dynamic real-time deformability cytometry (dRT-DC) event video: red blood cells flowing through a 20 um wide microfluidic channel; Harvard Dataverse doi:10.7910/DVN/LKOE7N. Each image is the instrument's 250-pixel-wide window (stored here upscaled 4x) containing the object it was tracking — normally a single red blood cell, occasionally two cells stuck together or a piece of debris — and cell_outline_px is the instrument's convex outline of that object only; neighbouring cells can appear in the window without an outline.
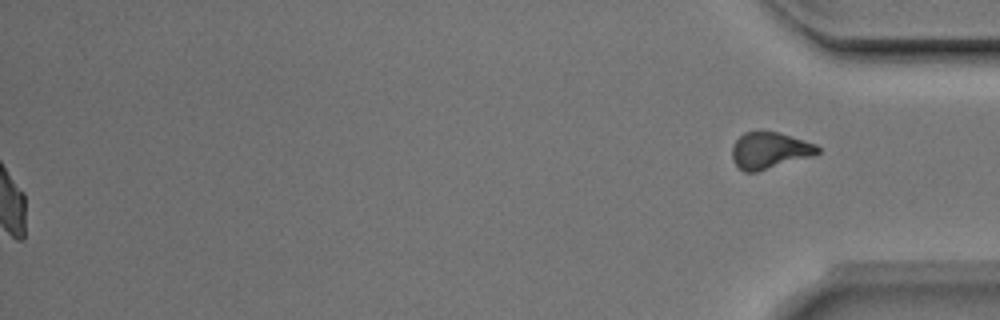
{"species": "Egyptian fruit bat (a non-hibernating species)", "species_latin": "Rousettus aegyptiacus", "temperature_condition": "room temperature", "stored_images_in_passage": 51, "segment_of_instrument_passage": [2, 2], "camera_frame_rate_fps": 3000, "um_per_image_px": 0.085, "animal": {"sex": "male"}, "frame": {"image": 1, "passage_image": 51, "time_ms": 16.667, "image_size_px": [1000, 320], "cell_outline_px": [[820, 152], [812, 156], [756, 172], [744, 172], [732, 160], [732, 144], [744, 132], [780, 132], [816, 144], [820, 148]], "centroid_in_image_um": [65.41, 12.79], "position_along_channel_um": 369.8, "area_um2": 18.15}}